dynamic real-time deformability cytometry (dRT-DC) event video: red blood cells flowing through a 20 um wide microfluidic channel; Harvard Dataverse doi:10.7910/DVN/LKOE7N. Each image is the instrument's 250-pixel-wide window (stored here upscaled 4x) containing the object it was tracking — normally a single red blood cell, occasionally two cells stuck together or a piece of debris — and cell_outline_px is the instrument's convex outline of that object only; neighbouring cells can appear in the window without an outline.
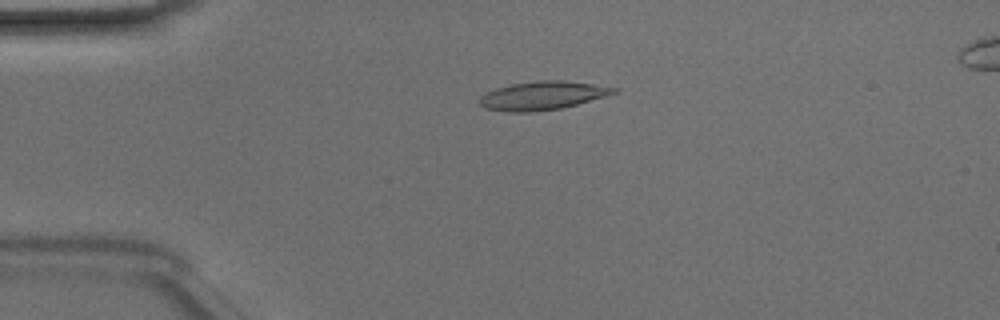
{"species": "Egyptian fruit bat (a non-hibernating species)", "species_latin": "Rousettus aegyptiacus", "temperature_condition": "room temperature", "stored_images_in_passage": 46, "camera_frame_rate_fps": 3000, "um_per_image_px": 0.085, "animal": {"sex": "male"}, "frame": {"image": 1, "passage_image": 9, "time_ms": 2.667, "image_size_px": [1000, 320], "cell_outline_px": [[620, 88], [616, 92], [604, 96], [576, 104], [560, 108], [532, 112], [512, 112], [484, 108], [480, 104], [480, 96], [496, 88], [512, 84], [540, 80], [564, 80]], "centroid_in_image_um": [46.1, 8.12], "position_along_channel_um": 38.9, "area_um2": 21.96}}
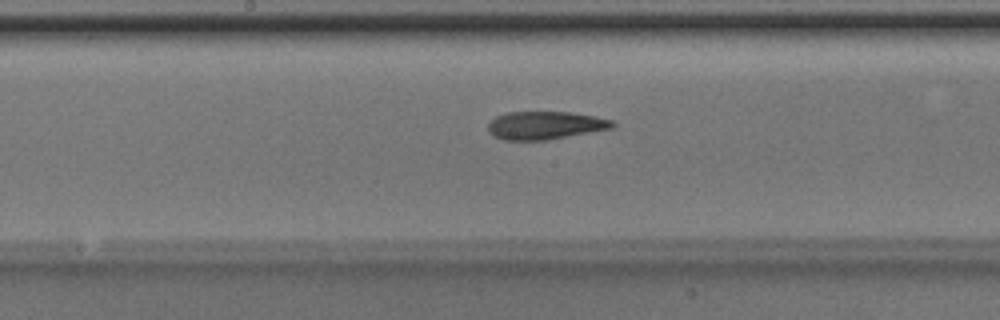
{"frame": {"image": 2, "passage_image": 23, "time_ms": 7.333, "image_size_px": [1000, 320], "cell_outline_px": [[616, 124], [612, 128], [544, 140], [504, 140], [492, 136], [488, 132], [488, 124], [496, 116], [508, 112], [568, 112], [592, 116], [612, 120]], "centroid_in_image_um": [46.28, 10.65], "position_along_channel_um": 201.9, "area_um2": 20.06}}
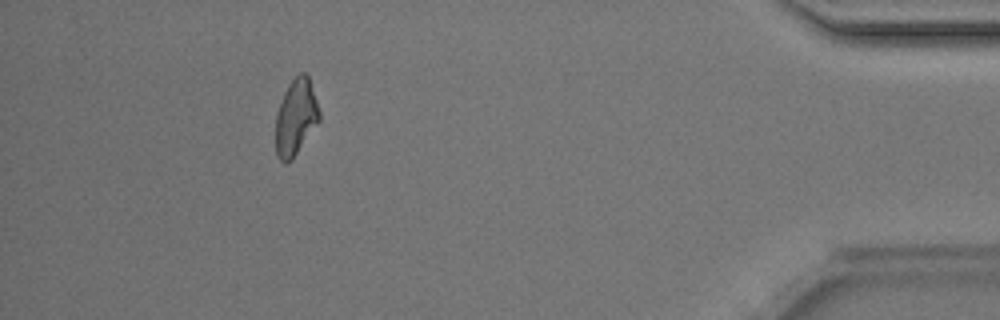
{"frame": {"image": 3, "passage_image": 42, "time_ms": 13.667, "image_size_px": [1000, 320], "cell_outline_px": [[320, 120], [292, 160], [284, 164], [276, 156], [276, 112], [284, 92], [288, 84], [300, 72], [304, 72], [308, 76], [320, 112]], "centroid_in_image_um": [25.13, 9.99], "position_along_channel_um": 410.1, "area_um2": 19.36}, "authors_computed_cell_mechanics": {"area_um2": 20.7213, "velocity_mm_per_s": 4.1763, "shape_relaxation_time_tau1_ms": null, "shape_relaxation_time_tau2_ms": 5.3241, "deformation_change_tau1": null, "deformation_change_tau2": 0.1583}}